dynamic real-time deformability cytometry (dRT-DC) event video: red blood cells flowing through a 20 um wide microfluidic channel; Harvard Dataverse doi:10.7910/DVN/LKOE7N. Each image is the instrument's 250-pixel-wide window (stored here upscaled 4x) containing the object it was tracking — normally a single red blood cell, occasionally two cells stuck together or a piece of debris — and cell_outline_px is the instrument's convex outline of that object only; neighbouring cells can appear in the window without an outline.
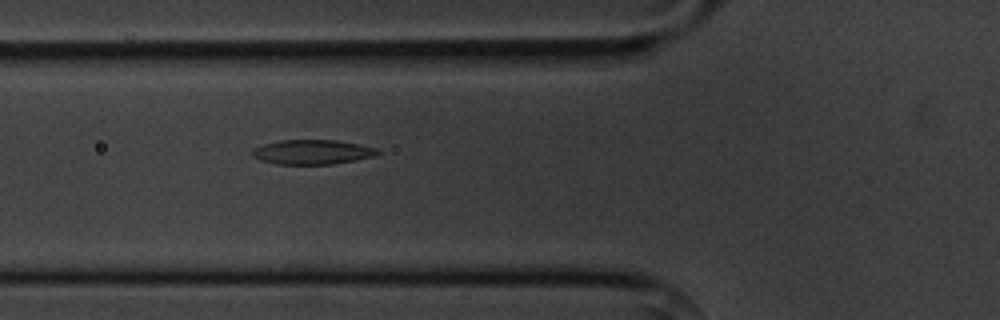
{"species": "common noctule bat (a hibernating species)", "species_latin": "Nyctalus noctula", "temperature_condition": "cold", "stored_images_in_passage": 2, "camera_frame_rate_fps": 3000, "um_per_image_px": 0.085, "animal": {"sex": "male", "body_mass_g": 20.1, "forearm_length_mm": 53.5}, "frame": {"image": 1, "passage_image": 2, "time_ms": 1.0, "image_size_px": [1000, 320], "cell_outline_px": [[380, 152], [376, 156], [356, 160], [332, 164], [276, 164], [260, 160], [252, 156], [252, 152], [256, 148], [264, 144], [280, 140], [336, 140], [376, 148]], "centroid_in_image_um": [26.55, 12.93], "position_along_channel_um": 99.2, "area_um2": 17.8}}